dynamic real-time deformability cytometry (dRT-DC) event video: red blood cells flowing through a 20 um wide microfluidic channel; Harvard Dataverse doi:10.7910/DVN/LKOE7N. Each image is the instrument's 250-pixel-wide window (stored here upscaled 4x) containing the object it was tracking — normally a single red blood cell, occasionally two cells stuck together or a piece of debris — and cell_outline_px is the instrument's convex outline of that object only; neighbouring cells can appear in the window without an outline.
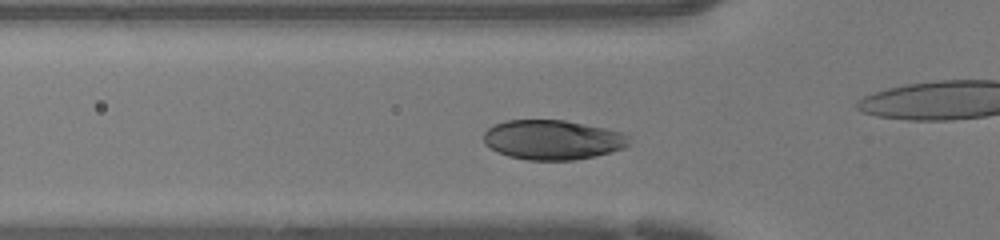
{"species": "human", "species_latin": "Homo sapiens", "temperature_condition": "warm", "stored_images_in_passage": 32, "camera_frame_rate_fps": 3000, "um_per_image_px": 0.085, "donor": {"sex": "female"}, "frame": {"image": 1, "passage_image": 8, "time_ms": 2.333, "image_size_px": [1000, 240], "cell_outline_px": [[628, 144], [624, 148], [612, 152], [572, 160], [528, 160], [508, 156], [484, 144], [484, 132], [488, 128], [504, 120], [564, 120], [604, 128], [620, 132], [628, 136]], "centroid_in_image_um": [46.95, 11.88], "position_along_channel_um": 78.9, "area_um2": 33.29}}
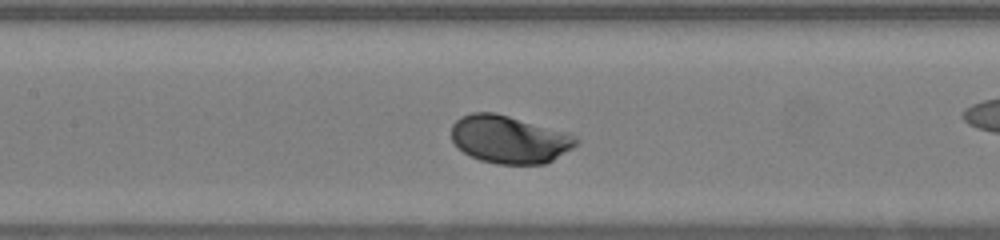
{"frame": {"image": 2, "passage_image": 14, "time_ms": 4.333, "image_size_px": [1000, 240], "cell_outline_px": [[580, 144], [552, 160], [544, 164], [496, 164], [480, 160], [464, 152], [452, 140], [452, 124], [460, 116], [472, 112], [496, 112], [568, 132], [576, 136], [580, 140]], "centroid_in_image_um": [43.33, 11.83], "position_along_channel_um": 164.1, "area_um2": 34.97}}
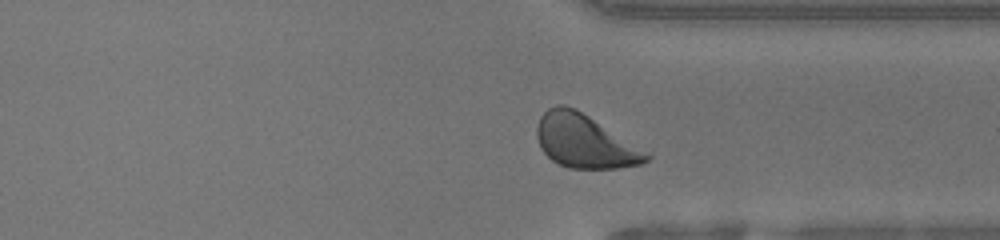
{"frame": {"image": 3, "passage_image": 28, "time_ms": 9.0, "image_size_px": [1000, 240], "cell_outline_px": [[652, 156], [648, 160], [640, 164], [616, 168], [568, 168], [552, 160], [540, 148], [536, 136], [536, 128], [540, 116], [548, 108], [556, 104], [564, 104], [576, 108], [652, 152]], "centroid_in_image_um": [49.74, 11.99], "position_along_channel_um": 361.7, "area_um2": 34.68}, "authors_computed_cell_mechanics": {"area_um2": 34.1309, "velocity_mm_per_s": 4.2418, "shape_relaxation_time_tau1_ms": 1.144, "shape_relaxation_time_tau2_ms": null, "deformation_change_tau1": 0.0996, "deformation_change_tau2": null}}